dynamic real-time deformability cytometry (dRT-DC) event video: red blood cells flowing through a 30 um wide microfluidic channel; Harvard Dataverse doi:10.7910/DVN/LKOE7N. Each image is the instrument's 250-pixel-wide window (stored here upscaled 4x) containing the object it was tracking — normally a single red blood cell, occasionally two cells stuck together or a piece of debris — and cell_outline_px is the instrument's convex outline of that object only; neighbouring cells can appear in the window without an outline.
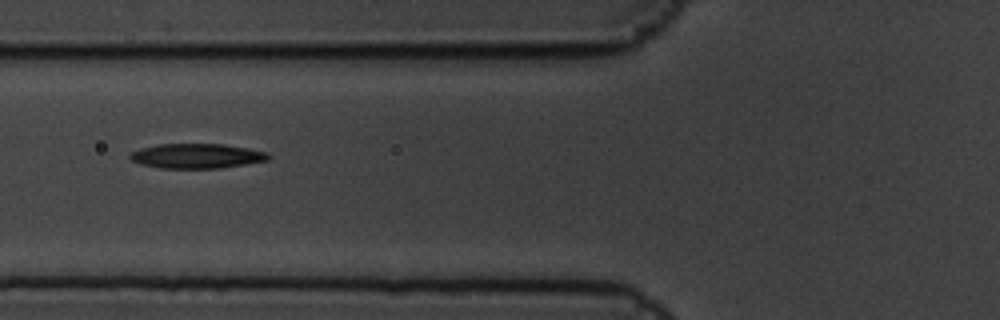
{"species": "common noctule bat (a hibernating species)", "species_latin": "Nyctalus noctula", "temperature_condition": "cold", "stored_images_in_passage": 8, "camera_frame_rate_fps": 3000, "um_per_image_px": 0.085, "animal": {"sex": "male", "body_mass_g": 19.5, "forearm_length_mm": 54.6}, "frame": {"image": 1, "passage_image": 6, "time_ms": 1.667, "image_size_px": [1000, 320], "cell_outline_px": [[272, 156], [268, 160], [220, 168], [160, 168], [140, 164], [132, 160], [128, 156], [132, 152], [140, 148], [156, 144], [224, 144], [248, 148], [268, 152]], "centroid_in_image_um": [16.73, 13.25], "position_along_channel_um": 109.1, "area_um2": 20.0}}
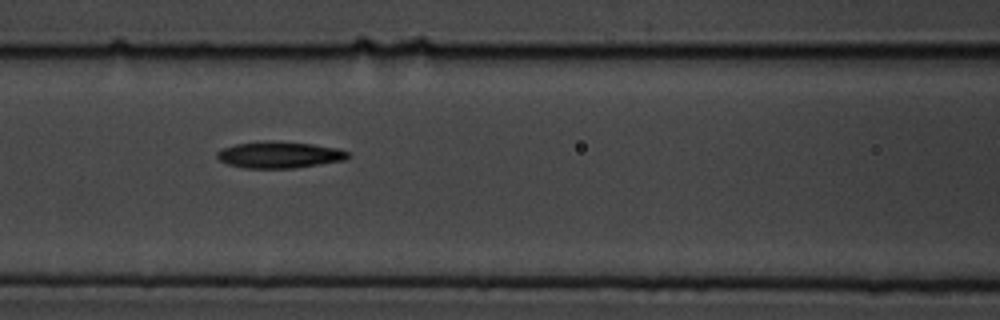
{"frame": {"image": 2, "passage_image": 7, "time_ms": 2.0, "image_size_px": [1000, 320], "cell_outline_px": [[352, 156], [344, 160], [320, 164], [292, 168], [244, 168], [228, 164], [220, 160], [216, 156], [216, 152], [224, 148], [236, 144], [264, 140], [272, 140], [312, 144], [340, 148], [348, 152]], "centroid_in_image_um": [23.77, 13.15], "position_along_channel_um": 142.8, "area_um2": 20.35}}
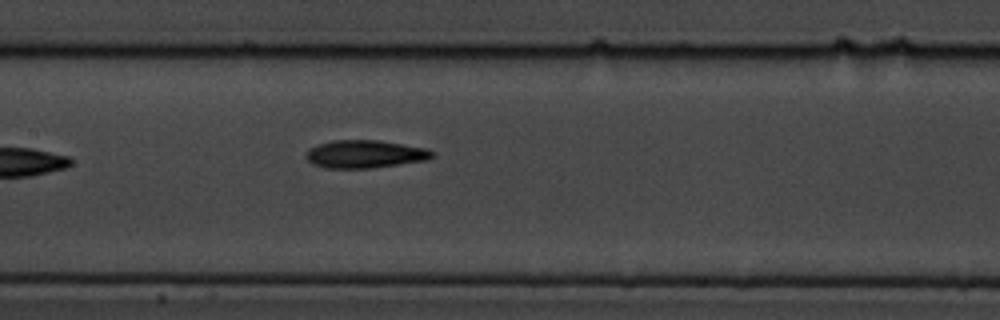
{"frame": {"image": 3, "passage_image": 8, "time_ms": 2.333, "image_size_px": [1000, 320], "cell_outline_px": [[436, 156], [428, 160], [368, 168], [328, 168], [312, 164], [304, 156], [304, 152], [308, 148], [316, 144], [332, 140], [380, 140], [428, 148], [436, 152]], "centroid_in_image_um": [31.02, 13.08], "position_along_channel_um": 176.4, "area_um2": 20.87}}